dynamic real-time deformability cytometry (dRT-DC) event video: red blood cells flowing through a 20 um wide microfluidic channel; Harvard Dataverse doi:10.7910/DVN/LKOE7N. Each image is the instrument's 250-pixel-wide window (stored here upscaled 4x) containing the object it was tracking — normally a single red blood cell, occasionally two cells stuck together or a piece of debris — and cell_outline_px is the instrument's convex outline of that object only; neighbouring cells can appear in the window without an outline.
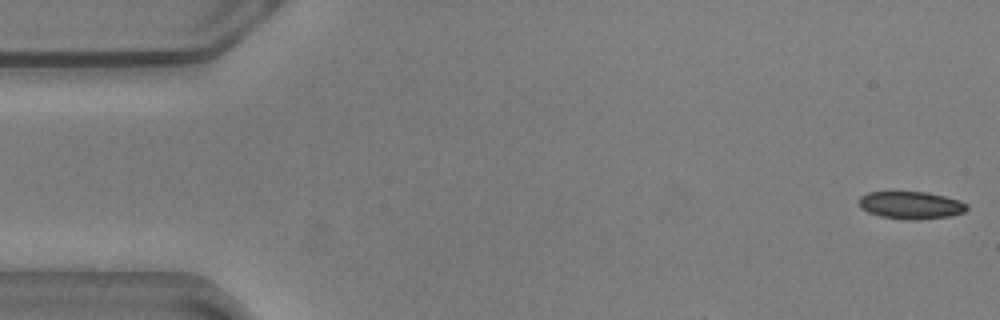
{"species": "common noctule bat (a hibernating species)", "species_latin": "Nyctalus noctula", "temperature_condition": "warm", "stored_images_in_passage": 10, "camera_frame_rate_fps": 3000, "um_per_image_px": 0.085, "animal": {"sex": "male", "body_mass_g": 20.5, "forearm_length_mm": 52.5}, "frame": {"image": 1, "passage_image": 1, "time_ms": 0.0, "image_size_px": [1000, 320], "cell_outline_px": [[968, 208], [964, 212], [952, 216], [920, 220], [908, 220], [880, 216], [868, 212], [860, 208], [860, 196], [868, 192], [928, 192], [960, 200], [968, 204]], "centroid_in_image_um": [77.46, 17.45], "position_along_channel_um": 7.5, "area_um2": 17.46}}